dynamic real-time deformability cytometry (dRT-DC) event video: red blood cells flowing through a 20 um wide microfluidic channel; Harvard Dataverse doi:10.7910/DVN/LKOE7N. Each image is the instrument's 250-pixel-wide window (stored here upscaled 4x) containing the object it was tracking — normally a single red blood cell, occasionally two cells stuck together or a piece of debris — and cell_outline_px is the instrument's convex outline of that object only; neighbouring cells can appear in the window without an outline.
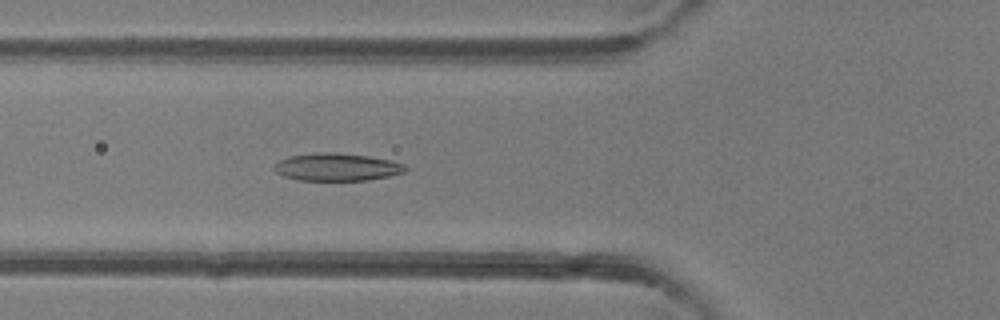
{"species": "common noctule bat (a hibernating species)", "species_latin": "Nyctalus noctula", "temperature_condition": "room temperature", "stored_images_in_passage": 44, "camera_frame_rate_fps": 3000, "um_per_image_px": 0.085, "animal": {"sex": "female"}, "frame": {"image": 1, "passage_image": 14, "time_ms": 4.333, "image_size_px": [1000, 320], "cell_outline_px": [[408, 168], [404, 172], [388, 176], [368, 180], [296, 180], [284, 176], [276, 172], [272, 168], [280, 160], [288, 156], [324, 152], [332, 152], [368, 156], [388, 160], [404, 164]], "centroid_in_image_um": [28.61, 14.2], "position_along_channel_um": 97.2, "area_um2": 20.92}}
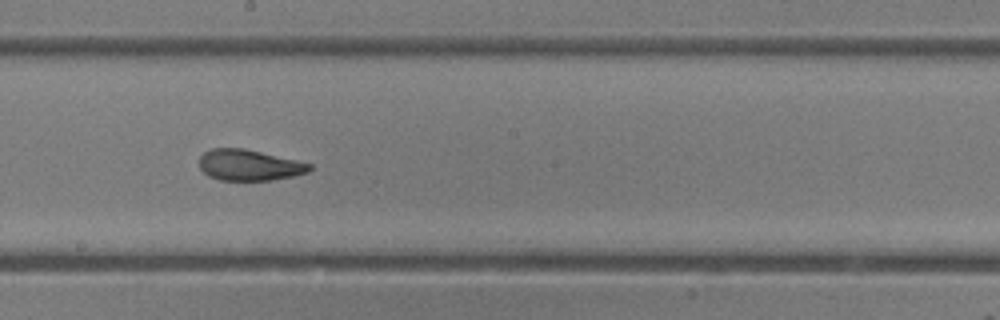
{"frame": {"image": 2, "passage_image": 23, "time_ms": 7.333, "image_size_px": [1000, 320], "cell_outline_px": [[312, 168], [308, 172], [292, 176], [272, 180], [220, 180], [208, 176], [200, 168], [200, 156], [204, 152], [212, 148], [244, 148], [296, 160], [312, 164]], "centroid_in_image_um": [21.17, 14.03], "position_along_channel_um": 227.0, "area_um2": 19.83}}
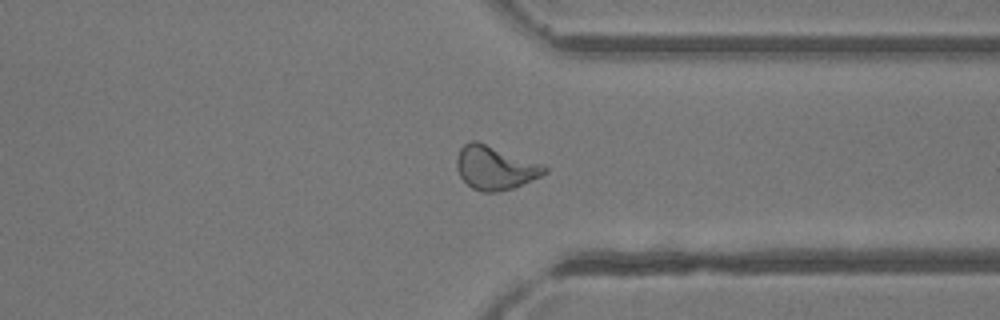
{"frame": {"image": 3, "passage_image": 33, "time_ms": 10.667, "image_size_px": [1000, 320], "cell_outline_px": [[548, 172], [540, 176], [512, 188], [496, 192], [484, 192], [472, 188], [460, 176], [456, 168], [456, 160], [460, 148], [464, 144], [472, 140], [476, 140], [544, 164], [548, 168]], "centroid_in_image_um": [42.08, 14.24], "position_along_channel_um": 369.3, "area_um2": 22.31}, "authors_computed_cell_mechanics": {"area_um2": 21.6461, "velocity_mm_per_s": 4.3059, "shape_relaxation_time_tau1_ms": 4.9089, "shape_relaxation_time_tau2_ms": 1.6116, "deformation_change_tau1": 0.1738, "deformation_change_tau2": 0.0809}}